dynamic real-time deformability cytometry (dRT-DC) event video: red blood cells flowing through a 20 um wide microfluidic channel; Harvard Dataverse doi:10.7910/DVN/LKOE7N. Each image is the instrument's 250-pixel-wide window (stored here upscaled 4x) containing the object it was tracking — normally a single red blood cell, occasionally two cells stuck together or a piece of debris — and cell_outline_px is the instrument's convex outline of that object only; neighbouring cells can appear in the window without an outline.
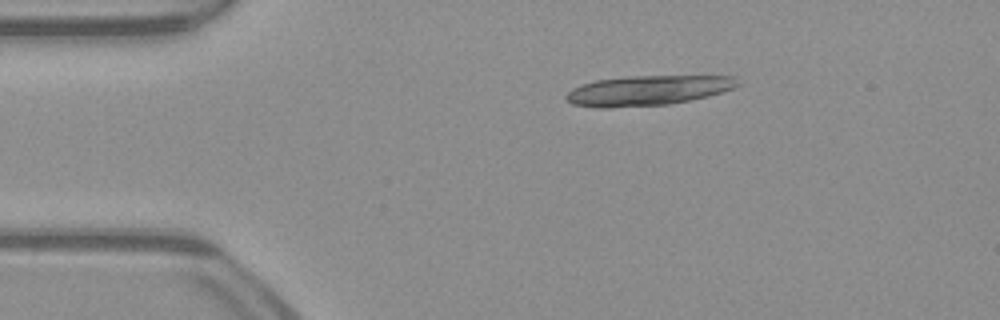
{"species": "common noctule bat (a hibernating species)", "species_latin": "Nyctalus noctula", "temperature_condition": "warm", "stored_images_in_passage": 9, "camera_frame_rate_fps": 3000, "um_per_image_px": 0.085, "animal": {"sex": "male", "body_mass_g": 23.1, "forearm_length_mm": 52.7}, "frame": {"image": 1, "passage_image": 1, "time_ms": 0.0, "image_size_px": [1000, 320], "cell_outline_px": [[740, 84], [732, 88], [708, 96], [692, 100], [668, 104], [608, 108], [596, 108], [572, 104], [564, 96], [572, 88], [596, 80], [628, 76], [732, 76]], "centroid_in_image_um": [55.02, 7.69], "position_along_channel_um": 30.0, "area_um2": 29.77}}